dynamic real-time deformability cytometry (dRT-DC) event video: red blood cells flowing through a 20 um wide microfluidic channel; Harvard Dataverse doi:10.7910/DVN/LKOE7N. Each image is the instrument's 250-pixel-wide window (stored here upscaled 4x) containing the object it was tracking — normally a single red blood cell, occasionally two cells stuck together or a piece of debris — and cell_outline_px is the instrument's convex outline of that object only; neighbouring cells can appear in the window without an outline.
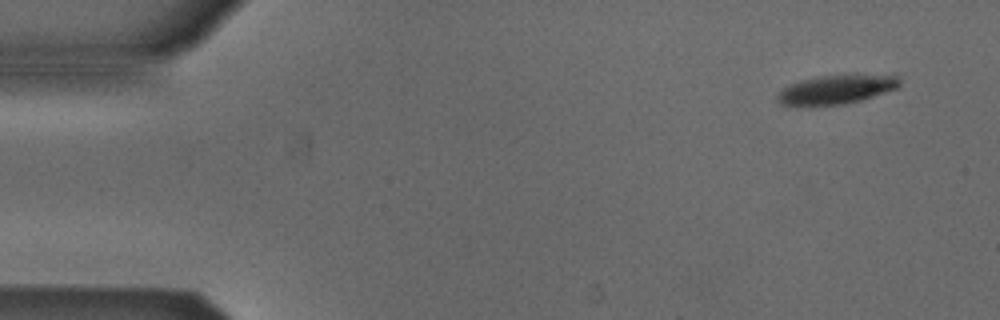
{"species": "Egyptian fruit bat (a non-hibernating species)", "species_latin": "Rousettus aegyptiacus", "temperature_condition": "cold", "stored_images_in_passage": 51, "camera_frame_rate_fps": 3000, "um_per_image_px": 0.085, "animal": {"sex": "male"}, "frame": {"image": 1, "passage_image": 2, "time_ms": 0.333, "image_size_px": [1000, 320], "cell_outline_px": [[900, 88], [860, 100], [844, 104], [780, 104], [776, 100], [776, 96], [784, 88], [800, 80], [816, 76], [856, 72], [896, 72], [900, 80]], "centroid_in_image_um": [71.3, 7.5], "position_along_channel_um": 13.7, "area_um2": 21.56}}
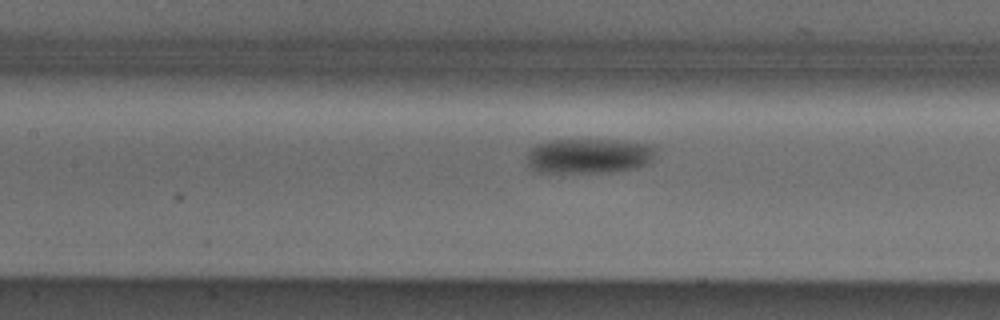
{"frame": {"image": 2, "passage_image": 22, "time_ms": 7.0, "image_size_px": [1000, 320], "cell_outline_px": [[656, 148], [652, 160], [648, 164], [632, 168], [612, 172], [540, 172], [532, 168], [528, 164], [528, 152], [536, 144], [552, 140], [616, 140], [652, 144]], "centroid_in_image_um": [50.09, 13.24], "position_along_channel_um": 157.3, "area_um2": 26.13}}
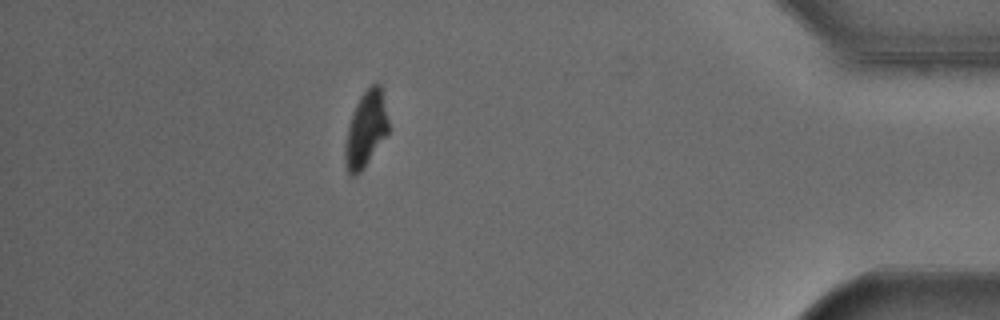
{"frame": {"image": 3, "passage_image": 45, "time_ms": 14.667, "image_size_px": [1000, 320], "cell_outline_px": [[388, 132], [360, 172], [356, 176], [352, 176], [348, 172], [344, 156], [344, 148], [348, 124], [356, 104], [360, 96], [372, 84], [380, 84], [388, 120]], "centroid_in_image_um": [31.07, 10.99], "position_along_channel_um": 404.1, "area_um2": 18.67}, "authors_computed_cell_mechanics": {"area_um2": 23.1778, "velocity_mm_per_s": 3.8522, "shape_relaxation_time_tau1_ms": 5.8931, "shape_relaxation_time_tau2_ms": null, "deformation_change_tau1": 0.1185, "deformation_change_tau2": null}}